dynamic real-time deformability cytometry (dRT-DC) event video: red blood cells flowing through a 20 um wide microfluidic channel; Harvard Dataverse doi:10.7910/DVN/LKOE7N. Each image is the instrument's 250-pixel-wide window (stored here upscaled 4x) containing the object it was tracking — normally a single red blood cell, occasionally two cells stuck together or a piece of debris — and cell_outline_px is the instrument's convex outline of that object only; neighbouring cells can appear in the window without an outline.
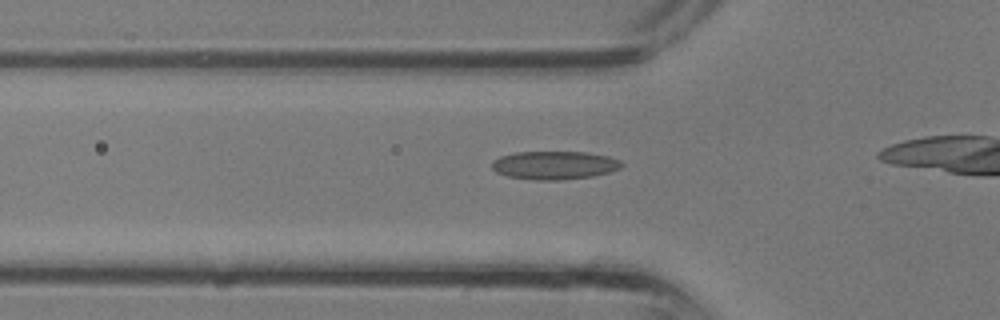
{"species": "common noctule bat (a hibernating species)", "species_latin": "Nyctalus noctula", "temperature_condition": "room temperature", "stored_images_in_passage": 7, "camera_frame_rate_fps": 3000, "um_per_image_px": 0.085, "animal": {"sex": "male", "body_mass_g": 13.3}, "frame": {"image": 1, "passage_image": 3, "time_ms": 0.667, "image_size_px": [1000, 320], "cell_outline_px": [[624, 164], [620, 168], [608, 172], [592, 176], [560, 180], [536, 180], [508, 176], [496, 172], [492, 168], [492, 160], [500, 156], [516, 152], [584, 152], [608, 156], [620, 160]], "centroid_in_image_um": [47.11, 14.04], "position_along_channel_um": 78.7, "area_um2": 21.33}}
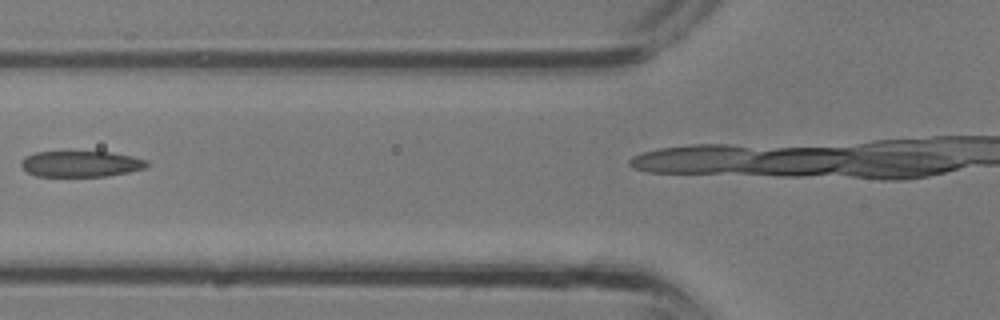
{"frame": {"image": 2, "passage_image": 5, "time_ms": 1.333, "image_size_px": [1000, 320], "cell_outline_px": [[148, 164], [144, 168], [128, 172], [104, 176], [36, 176], [28, 172], [20, 164], [28, 156], [36, 152], [108, 152], [132, 156], [148, 160]], "centroid_in_image_um": [6.9, 13.93], "position_along_channel_um": 118.9, "area_um2": 18.67}}